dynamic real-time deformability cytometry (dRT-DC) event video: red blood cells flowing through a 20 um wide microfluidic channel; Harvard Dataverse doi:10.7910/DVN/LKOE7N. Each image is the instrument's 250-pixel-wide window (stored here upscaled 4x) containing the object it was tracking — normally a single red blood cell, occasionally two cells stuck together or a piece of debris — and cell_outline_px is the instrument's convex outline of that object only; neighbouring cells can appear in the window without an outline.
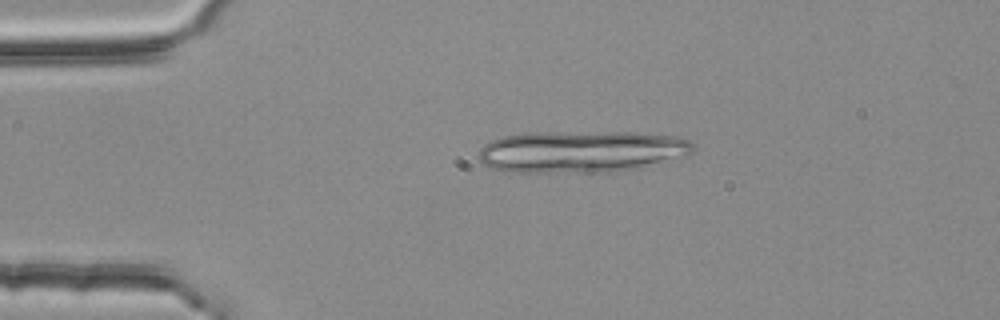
{"species": "common noctule bat (a hibernating species)", "species_latin": "Nyctalus noctula", "temperature_condition": "room temperature", "stored_images_in_passage": 2, "camera_frame_rate_fps": 3000, "um_per_image_px": 0.085, "animal": {"sex": "female", "body_mass_g": 25.1}, "frame": {"image": 1, "passage_image": 1, "time_ms": 0.0, "image_size_px": [1000, 320], "cell_outline_px": [[696, 148], [692, 152], [684, 156], [640, 168], [608, 172], [504, 172], [488, 168], [480, 160], [480, 148], [488, 140], [504, 136], [524, 132], [632, 132], [676, 136], [692, 140], [696, 144]], "centroid_in_image_um": [49.41, 12.87], "position_along_channel_um": 35.6, "area_um2": 53.12}}